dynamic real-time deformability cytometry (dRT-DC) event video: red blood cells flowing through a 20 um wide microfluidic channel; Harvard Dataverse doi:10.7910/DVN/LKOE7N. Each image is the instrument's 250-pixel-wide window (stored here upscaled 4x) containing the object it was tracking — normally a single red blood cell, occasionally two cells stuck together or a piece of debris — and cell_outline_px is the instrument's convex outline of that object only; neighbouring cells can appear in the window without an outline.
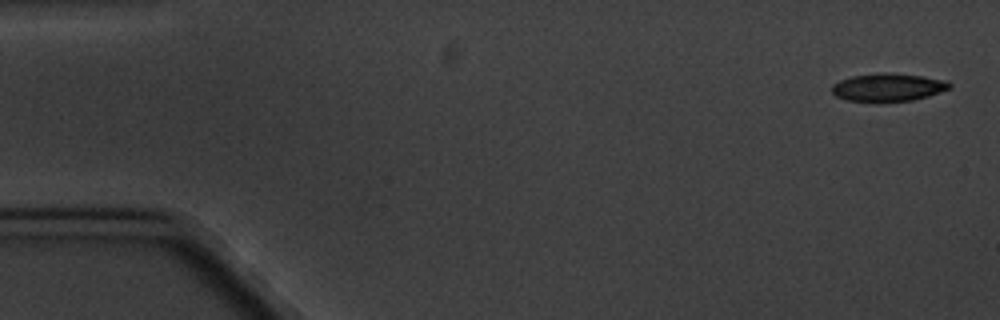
{"species": "common noctule bat (a hibernating species)", "species_latin": "Nyctalus noctula", "temperature_condition": "cold", "stored_images_in_passage": 5, "camera_frame_rate_fps": 3000, "um_per_image_px": 0.085, "animal": {"sex": "male", "body_mass_g": 20.1, "forearm_length_mm": 53.5}, "frame": {"image": 1, "passage_image": 1, "time_ms": 0.0, "image_size_px": [1000, 320], "cell_outline_px": [[952, 88], [928, 96], [912, 100], [848, 100], [836, 96], [832, 92], [832, 84], [840, 80], [852, 76], [880, 72], [888, 72], [924, 76], [948, 80], [952, 84]], "centroid_in_image_um": [75.54, 7.38], "position_along_channel_um": 9.5, "area_um2": 18.96}}
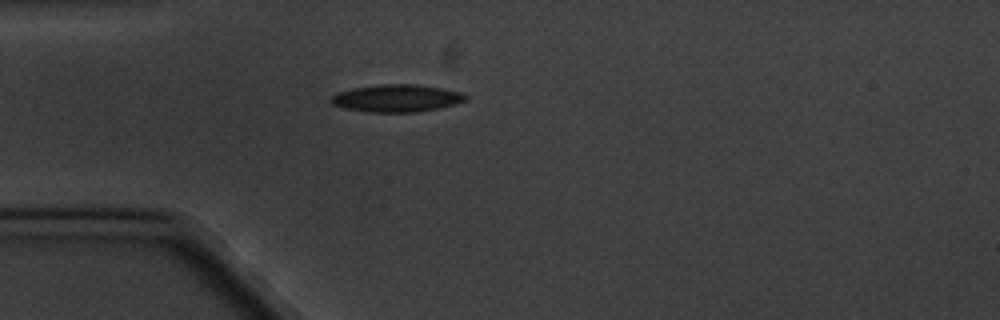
{"frame": {"image": 2, "passage_image": 5, "time_ms": 4.667, "image_size_px": [1000, 320], "cell_outline_px": [[468, 96], [464, 100], [440, 108], [416, 112], [364, 112], [344, 108], [332, 104], [328, 100], [336, 92], [356, 88], [380, 84], [416, 84], [440, 88], [460, 92]], "centroid_in_image_um": [33.65, 8.35], "position_along_channel_um": 51.3, "area_um2": 21.39}}